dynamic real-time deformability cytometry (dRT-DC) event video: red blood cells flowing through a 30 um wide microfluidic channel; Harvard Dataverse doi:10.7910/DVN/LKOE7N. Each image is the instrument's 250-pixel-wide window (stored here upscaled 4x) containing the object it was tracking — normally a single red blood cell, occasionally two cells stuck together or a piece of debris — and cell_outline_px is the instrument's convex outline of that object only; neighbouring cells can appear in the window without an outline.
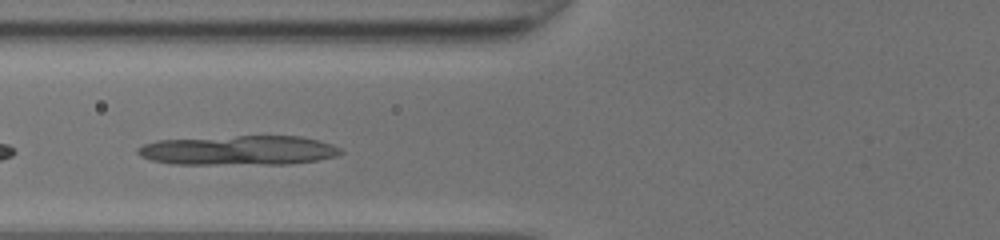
{"species": "common noctule bat (a hibernating species)", "species_latin": "Nyctalus noctula", "temperature_condition": "room temperature", "stored_images_in_passage": 9, "camera_frame_rate_fps": 3000, "um_per_image_px": 0.085, "animal": {"sex": "female", "body_mass_g": 20.0, "forearm_length_mm": 54.0}, "frame": {"image": 1, "passage_image": 7, "time_ms": 2.0, "image_size_px": [1000, 240], "cell_outline_px": [[344, 152], [336, 156], [316, 160], [288, 164], [172, 164], [152, 160], [140, 156], [136, 152], [136, 148], [144, 144], [156, 140], [236, 136], [300, 136], [332, 144], [340, 148]], "centroid_in_image_um": [20.26, 12.78], "position_along_channel_um": 105.5, "area_um2": 34.97}}